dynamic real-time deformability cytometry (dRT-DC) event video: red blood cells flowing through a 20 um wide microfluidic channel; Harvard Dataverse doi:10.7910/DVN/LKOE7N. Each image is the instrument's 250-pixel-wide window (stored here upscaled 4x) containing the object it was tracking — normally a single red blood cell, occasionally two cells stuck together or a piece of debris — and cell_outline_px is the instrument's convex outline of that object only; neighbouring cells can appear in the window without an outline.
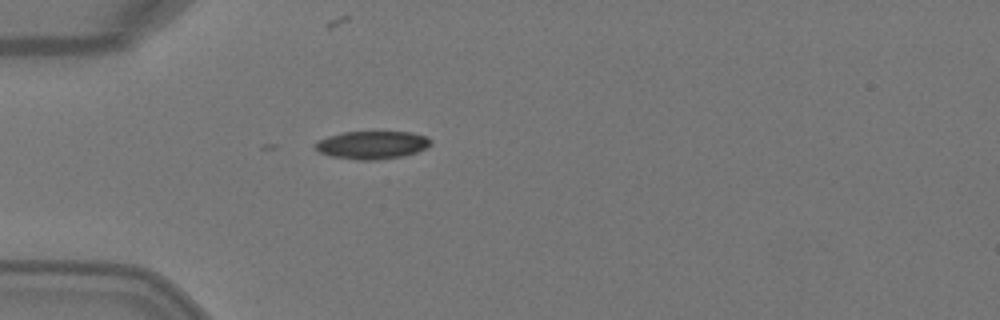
{"species": "Egyptian fruit bat (a non-hibernating species)", "species_latin": "Rousettus aegyptiacus", "temperature_condition": "warm", "stored_images_in_passage": 1, "camera_frame_rate_fps": 3000, "um_per_image_px": 0.085, "animal": {"sex": "female"}, "frame": {"image": 1, "passage_image": 1, "time_ms": 0.0, "image_size_px": [1000, 320], "cell_outline_px": [[432, 144], [416, 152], [400, 156], [376, 160], [356, 160], [332, 156], [320, 152], [312, 144], [316, 140], [328, 136], [344, 132], [412, 132], [428, 136], [432, 140]], "centroid_in_image_um": [31.62, 12.31], "position_along_channel_um": 53.4, "area_um2": 18.84}}